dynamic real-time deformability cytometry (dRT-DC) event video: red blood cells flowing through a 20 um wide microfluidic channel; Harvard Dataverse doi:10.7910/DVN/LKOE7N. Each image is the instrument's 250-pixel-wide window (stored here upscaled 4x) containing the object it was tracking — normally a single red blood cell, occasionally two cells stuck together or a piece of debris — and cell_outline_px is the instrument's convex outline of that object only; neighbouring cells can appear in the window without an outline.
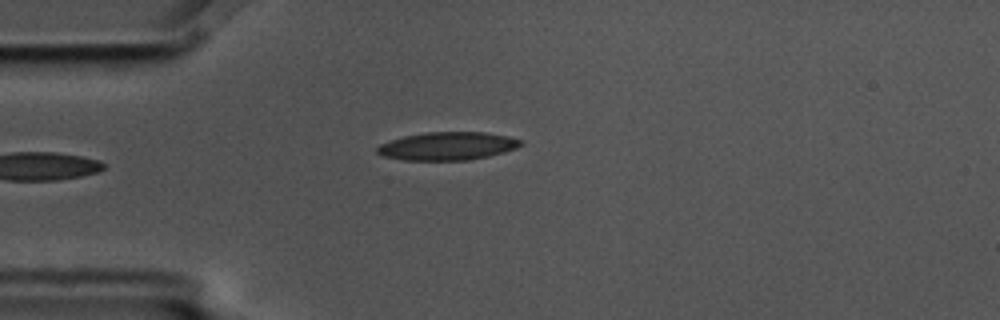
{"species": "common noctule bat (a hibernating species)", "species_latin": "Nyctalus noctula", "temperature_condition": "cold", "stored_images_in_passage": 5, "camera_frame_rate_fps": 3000, "um_per_image_px": 0.085, "animal": {"sex": "male", "body_mass_g": 17.5, "forearm_length_mm": 52.3}, "frame": {"image": 1, "passage_image": 5, "time_ms": 1.333, "image_size_px": [1000, 320], "cell_outline_px": [[524, 144], [516, 148], [504, 152], [488, 156], [468, 160], [404, 160], [380, 156], [376, 152], [376, 148], [380, 144], [388, 140], [404, 136], [424, 132], [484, 132], [508, 136], [524, 140]], "centroid_in_image_um": [38.02, 12.41], "position_along_channel_um": 47.0, "area_um2": 23.76}}